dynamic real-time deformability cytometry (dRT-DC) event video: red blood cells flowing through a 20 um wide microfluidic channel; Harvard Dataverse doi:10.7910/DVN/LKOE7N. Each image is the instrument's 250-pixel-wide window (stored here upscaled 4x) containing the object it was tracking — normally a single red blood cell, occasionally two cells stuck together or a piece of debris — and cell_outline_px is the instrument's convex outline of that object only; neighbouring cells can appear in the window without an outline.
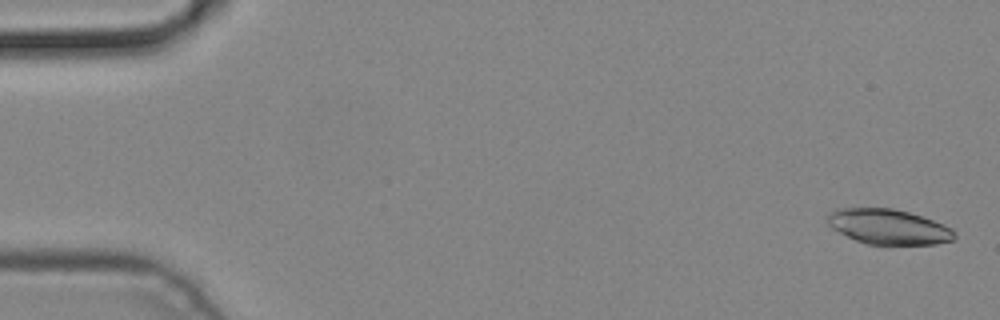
{"species": "common noctule bat (a hibernating species)", "species_latin": "Nyctalus noctula", "temperature_condition": "cold", "stored_images_in_passage": 4, "camera_frame_rate_fps": 3000, "um_per_image_px": 0.085, "animal": {"sex": "male", "body_mass_g": 19.2, "forearm_length_mm": 51.8}, "frame": {"image": 1, "passage_image": 1, "time_ms": 0.0, "image_size_px": [1000, 320], "cell_outline_px": [[956, 240], [936, 244], [868, 244], [856, 240], [832, 228], [828, 224], [828, 212], [836, 208], [892, 208], [908, 212], [944, 224], [952, 228], [956, 232]], "centroid_in_image_um": [75.55, 19.27], "position_along_channel_um": 9.4, "area_um2": 25.95}}